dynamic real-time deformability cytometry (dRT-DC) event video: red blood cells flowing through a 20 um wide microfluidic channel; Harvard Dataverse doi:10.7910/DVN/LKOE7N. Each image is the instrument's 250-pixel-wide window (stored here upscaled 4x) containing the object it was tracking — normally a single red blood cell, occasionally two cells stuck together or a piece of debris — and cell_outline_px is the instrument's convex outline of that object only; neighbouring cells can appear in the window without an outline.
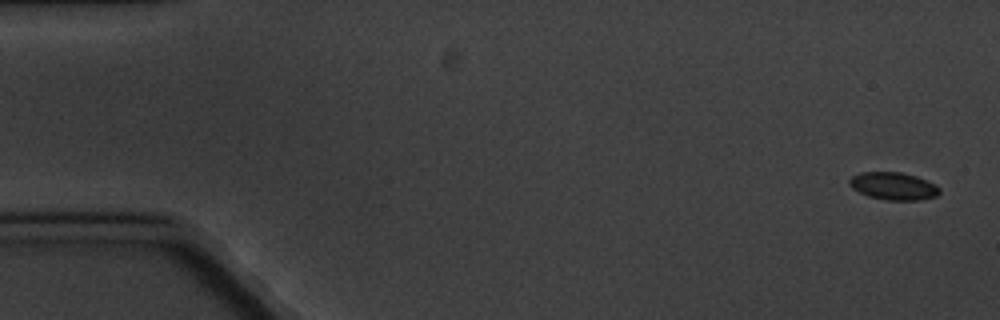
{"species": "common noctule bat (a hibernating species)", "species_latin": "Nyctalus noctula", "temperature_condition": "cold", "stored_images_in_passage": 8, "camera_frame_rate_fps": 3000, "um_per_image_px": 0.085, "animal": {"sex": "male", "body_mass_g": 20.1, "forearm_length_mm": 53.5}, "frame": {"image": 1, "passage_image": 1, "time_ms": 0.0, "image_size_px": [1000, 320], "cell_outline_px": [[940, 192], [936, 196], [920, 200], [884, 200], [868, 196], [852, 188], [848, 184], [848, 180], [852, 176], [860, 172], [900, 172], [916, 176], [936, 184], [940, 188]], "centroid_in_image_um": [75.94, 15.81], "position_along_channel_um": 9.1, "area_um2": 14.57}}
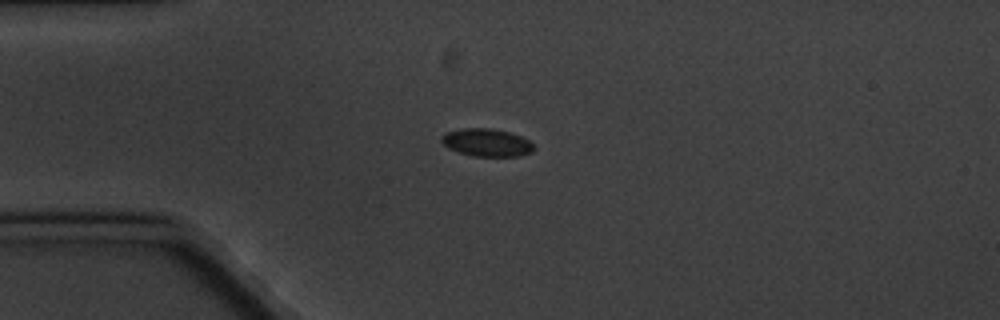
{"frame": {"image": 2, "passage_image": 4, "time_ms": 4.333, "image_size_px": [1000, 320], "cell_outline_px": [[536, 148], [532, 152], [516, 156], [476, 156], [460, 152], [448, 148], [440, 140], [440, 136], [444, 132], [464, 128], [488, 128], [508, 132], [520, 136], [528, 140]], "centroid_in_image_um": [41.34, 12.11], "position_along_channel_um": 43.7, "area_um2": 14.8}}